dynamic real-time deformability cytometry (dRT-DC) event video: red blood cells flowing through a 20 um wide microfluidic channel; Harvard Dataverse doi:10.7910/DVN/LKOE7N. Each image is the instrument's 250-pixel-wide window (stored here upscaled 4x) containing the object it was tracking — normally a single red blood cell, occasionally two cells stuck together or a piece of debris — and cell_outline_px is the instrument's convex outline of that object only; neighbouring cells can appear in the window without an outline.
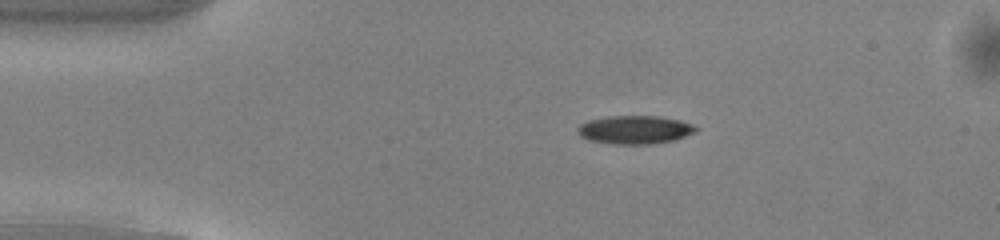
{"species": "common noctule bat (a hibernating species)", "species_latin": "Nyctalus noctula", "temperature_condition": "warm", "stored_images_in_passage": 38, "camera_frame_rate_fps": 3000, "um_per_image_px": 0.085, "animal": {"sex": "male", "body_mass_g": 13.0, "forearm_length_mm": 53.1}, "frame": {"image": 1, "passage_image": 5, "time_ms": 1.333, "image_size_px": [1000, 240], "cell_outline_px": [[700, 128], [696, 132], [676, 140], [652, 144], [612, 144], [588, 140], [580, 136], [576, 132], [576, 128], [580, 124], [588, 120], [608, 116], [656, 116], [680, 120], [692, 124]], "centroid_in_image_um": [53.96, 11.03], "position_along_channel_um": 31.0, "area_um2": 19.83}}
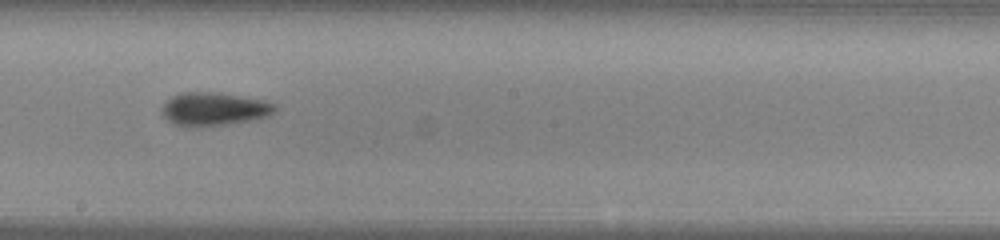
{"frame": {"image": 2, "passage_image": 23, "time_ms": 7.333, "image_size_px": [1000, 240], "cell_outline_px": [[276, 112], [268, 116], [248, 120], [224, 124], [192, 128], [172, 124], [160, 112], [160, 108], [172, 96], [180, 92], [216, 92], [260, 100], [276, 104]], "centroid_in_image_um": [18.12, 9.28], "position_along_channel_um": 230.1, "area_um2": 21.85}}
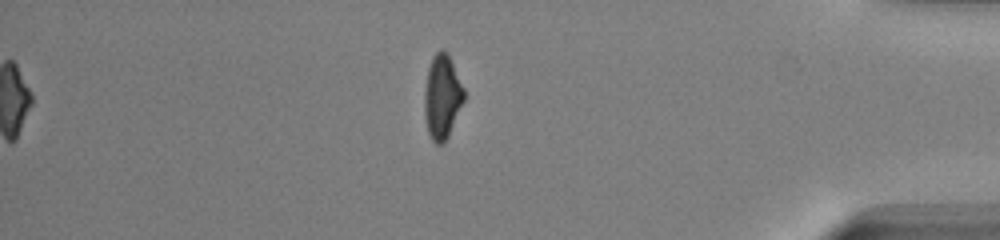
{"frame": {"image": 3, "passage_image": 38, "time_ms": 12.333, "image_size_px": [1000, 240], "cell_outline_px": [[464, 100], [448, 136], [444, 144], [436, 144], [432, 140], [428, 132], [424, 116], [424, 92], [428, 68], [432, 56], [440, 48], [444, 48], [448, 52], [464, 88]], "centroid_in_image_um": [37.57, 8.19], "position_along_channel_um": 397.6, "area_um2": 19.59}, "authors_computed_cell_mechanics": {"area_um2": 20.1722, "velocity_mm_per_s": 4.12, "shape_relaxation_time_tau1_ms": 3.5698, "shape_relaxation_time_tau2_ms": 2.1914, "deformation_change_tau1": 0.1463, "deformation_change_tau2": 0.0997}}